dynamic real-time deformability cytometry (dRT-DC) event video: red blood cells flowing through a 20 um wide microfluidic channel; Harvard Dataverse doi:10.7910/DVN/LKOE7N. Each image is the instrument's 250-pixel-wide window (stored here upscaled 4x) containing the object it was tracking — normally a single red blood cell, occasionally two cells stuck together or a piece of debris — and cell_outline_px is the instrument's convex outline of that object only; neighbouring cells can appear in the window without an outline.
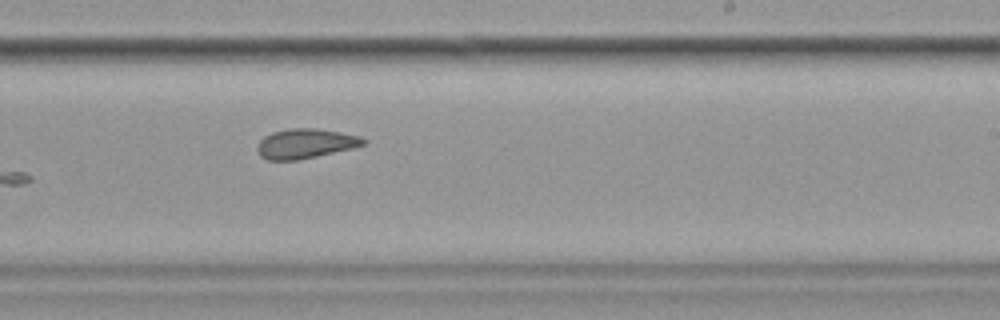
{"species": "common noctule bat (a hibernating species)", "species_latin": "Nyctalus noctula", "temperature_condition": "cold", "stored_images_in_passage": 11, "camera_frame_rate_fps": 3000, "um_per_image_px": 0.085, "animal": {"sex": "female", "body_mass_g": 19.9}, "frame": {"image": 1, "passage_image": 11, "time_ms": 13.0, "image_size_px": [1000, 320], "cell_outline_px": [[368, 144], [352, 148], [316, 156], [296, 160], [268, 160], [260, 156], [256, 148], [260, 140], [264, 136], [272, 132], [288, 128], [316, 128], [340, 132], [360, 136], [368, 140]], "centroid_in_image_um": [25.97, 12.19], "position_along_channel_um": 263.0, "area_um2": 18.44}}